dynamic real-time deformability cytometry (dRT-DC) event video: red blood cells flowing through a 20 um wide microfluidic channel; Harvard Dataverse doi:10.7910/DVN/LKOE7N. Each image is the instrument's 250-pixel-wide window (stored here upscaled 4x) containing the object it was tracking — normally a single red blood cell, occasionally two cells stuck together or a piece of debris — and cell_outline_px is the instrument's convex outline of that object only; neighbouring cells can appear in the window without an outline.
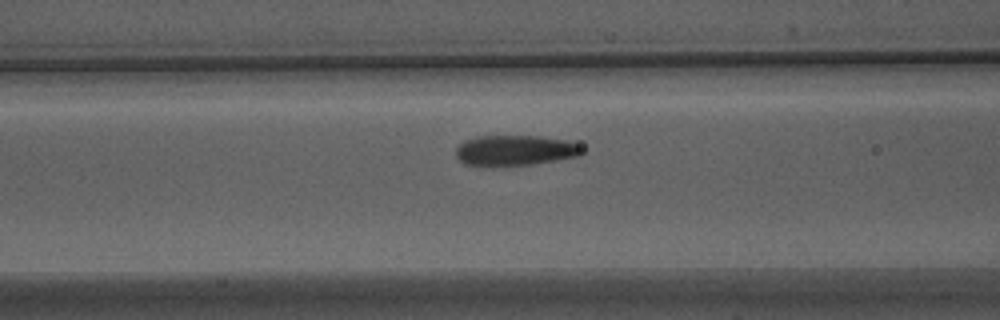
{"species": "Egyptian fruit bat (a non-hibernating species)", "species_latin": "Rousettus aegyptiacus", "temperature_condition": "warm", "stored_images_in_passage": 18, "camera_frame_rate_fps": 3000, "um_per_image_px": 0.085, "animal": {"sex": "male"}, "frame": {"image": 1, "passage_image": 16, "time_ms": 5.0, "image_size_px": [1000, 320], "cell_outline_px": [[584, 152], [576, 156], [556, 160], [532, 164], [464, 164], [456, 156], [456, 148], [464, 140], [476, 136], [536, 136], [564, 140], [576, 144], [584, 148]], "centroid_in_image_um": [43.77, 12.75], "position_along_channel_um": 122.8, "area_um2": 21.73}}